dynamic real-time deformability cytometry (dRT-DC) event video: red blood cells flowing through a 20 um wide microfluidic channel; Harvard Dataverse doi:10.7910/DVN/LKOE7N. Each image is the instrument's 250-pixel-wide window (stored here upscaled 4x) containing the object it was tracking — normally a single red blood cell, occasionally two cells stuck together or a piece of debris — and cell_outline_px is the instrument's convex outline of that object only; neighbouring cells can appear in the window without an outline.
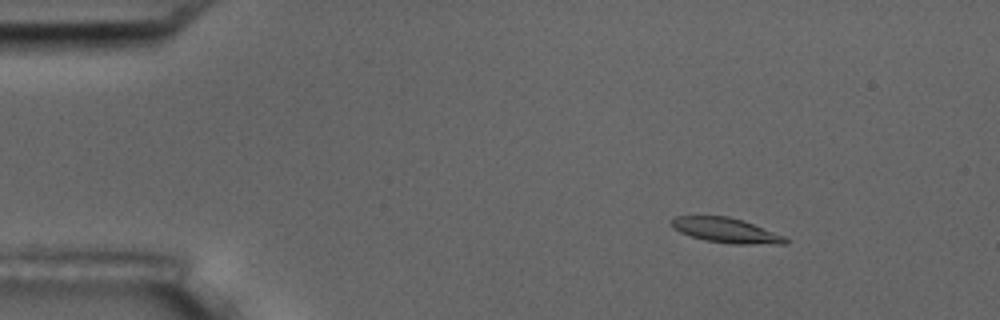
{"species": "common noctule bat (a hibernating species)", "species_latin": "Nyctalus noctula", "temperature_condition": "room temperature", "stored_images_in_passage": 11, "camera_frame_rate_fps": 3000, "um_per_image_px": 0.085, "animal": {"sex": "male", "body_mass_g": 17.5, "forearm_length_mm": 52.3}, "frame": {"image": 1, "passage_image": 1, "time_ms": 0.0, "image_size_px": [1000, 320], "cell_outline_px": [[788, 244], [732, 244], [704, 240], [680, 232], [672, 228], [672, 220], [676, 216], [728, 216], [752, 224], [784, 236], [788, 240]], "centroid_in_image_um": [61.7, 19.59], "position_along_channel_um": 23.3, "area_um2": 16.24}}
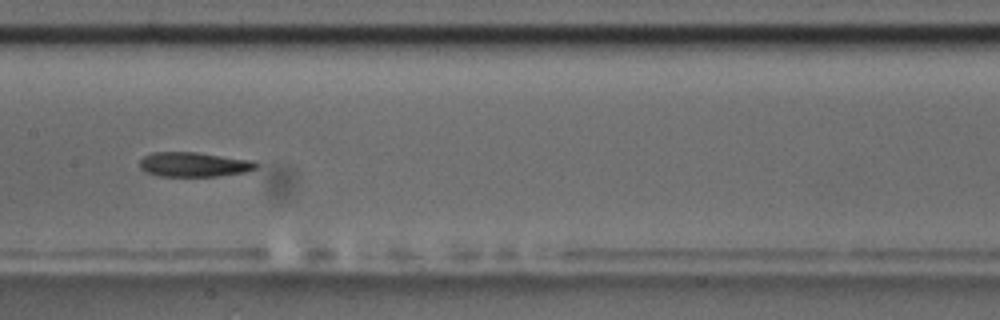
{"frame": {"image": 2, "passage_image": 7, "time_ms": 7.0, "image_size_px": [1000, 320], "cell_outline_px": [[260, 164], [256, 168], [244, 172], [216, 176], [160, 176], [144, 172], [140, 168], [140, 160], [144, 156], [152, 152], [196, 152], [256, 160]], "centroid_in_image_um": [16.5, 13.97], "position_along_channel_um": 190.9, "area_um2": 16.88}}
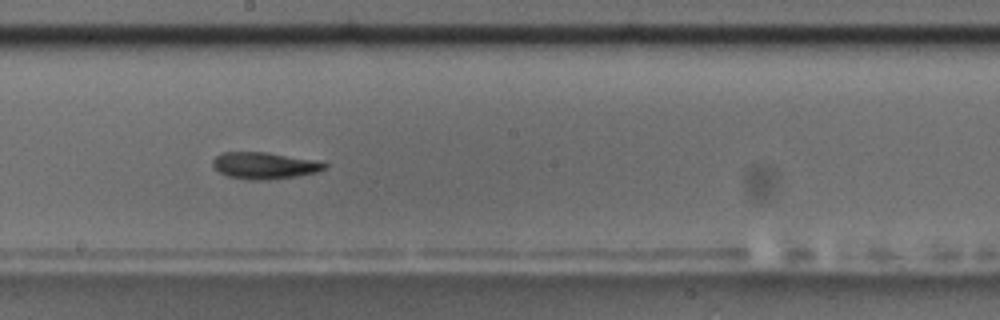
{"frame": {"image": 3, "passage_image": 8, "time_ms": 8.0, "image_size_px": [1000, 320], "cell_outline_px": [[328, 164], [324, 168], [316, 172], [296, 176], [272, 180], [248, 180], [228, 176], [220, 172], [212, 164], [212, 160], [220, 152], [264, 152], [316, 160]], "centroid_in_image_um": [22.45, 14.07], "position_along_channel_um": 225.7, "area_um2": 17.34}}